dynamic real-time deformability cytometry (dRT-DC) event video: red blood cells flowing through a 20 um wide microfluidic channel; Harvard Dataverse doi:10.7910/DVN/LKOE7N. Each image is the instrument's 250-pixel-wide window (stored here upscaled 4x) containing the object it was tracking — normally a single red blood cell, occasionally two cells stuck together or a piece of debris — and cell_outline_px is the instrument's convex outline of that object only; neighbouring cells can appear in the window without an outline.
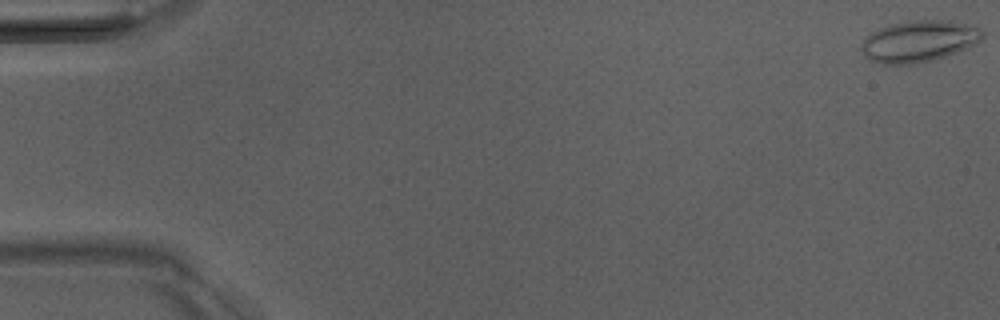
{"species": "Egyptian fruit bat (a non-hibernating species)", "species_latin": "Rousettus aegyptiacus", "temperature_condition": "room temperature", "stored_images_in_passage": 51, "camera_frame_rate_fps": 3000, "um_per_image_px": 0.085, "animal": {"sex": "male"}, "frame": {"image": 1, "passage_image": 1, "time_ms": 0.0, "image_size_px": [1000, 320], "cell_outline_px": [[984, 36], [980, 40], [968, 48], [932, 60], [912, 64], [880, 64], [868, 60], [864, 56], [860, 48], [864, 40], [872, 32], [880, 28], [892, 24], [916, 20], [948, 20], [972, 24], [980, 28], [984, 32]], "centroid_in_image_um": [78.12, 3.5], "position_along_channel_um": 6.9, "area_um2": 29.3}}
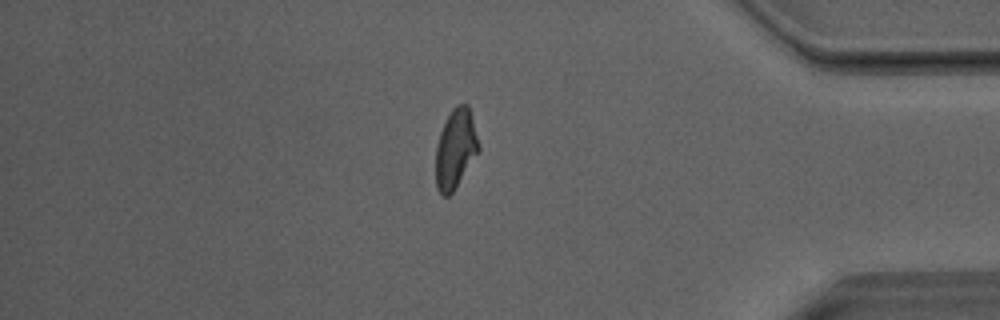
{"frame": {"image": 2, "passage_image": 44, "time_ms": 14.333, "image_size_px": [1000, 320], "cell_outline_px": [[480, 148], [452, 192], [448, 196], [444, 196], [436, 188], [436, 144], [440, 132], [452, 108], [456, 104], [468, 104], [472, 116]], "centroid_in_image_um": [38.7, 12.61], "position_along_channel_um": 396.5, "area_um2": 19.48}}
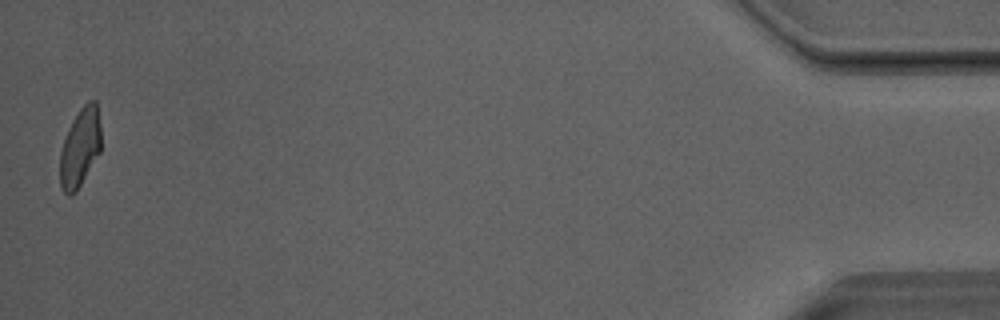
{"frame": {"image": 3, "passage_image": 51, "time_ms": 16.667, "image_size_px": [1000, 320], "cell_outline_px": [[100, 152], [76, 192], [72, 196], [68, 196], [60, 188], [60, 152], [64, 140], [72, 120], [80, 108], [88, 100], [96, 100], [100, 124]], "centroid_in_image_um": [6.8, 12.56], "position_along_channel_um": 428.4, "area_um2": 18.84}, "authors_computed_cell_mechanics": {"area_um2": 20.1722, "velocity_mm_per_s": 4.0538, "shape_relaxation_time_tau1_ms": 8.5775, "shape_relaxation_time_tau2_ms": 1.3775, "deformation_change_tau1": 0.2145, "deformation_change_tau2": 0.0721}}